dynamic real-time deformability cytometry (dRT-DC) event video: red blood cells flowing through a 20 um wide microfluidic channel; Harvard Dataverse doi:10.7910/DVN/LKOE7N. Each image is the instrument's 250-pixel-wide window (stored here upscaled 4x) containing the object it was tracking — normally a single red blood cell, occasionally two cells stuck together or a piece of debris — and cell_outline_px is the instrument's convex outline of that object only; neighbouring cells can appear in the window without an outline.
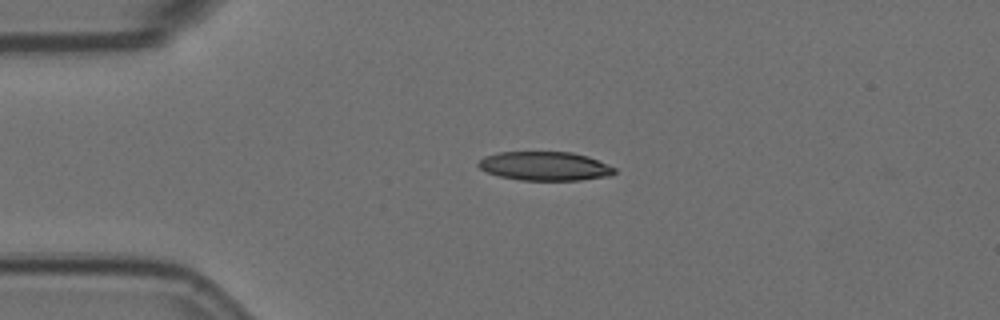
{"species": "Egyptian fruit bat (a non-hibernating species)", "species_latin": "Rousettus aegyptiacus", "temperature_condition": "room temperature", "stored_images_in_passage": 5, "camera_frame_rate_fps": 3000, "um_per_image_px": 0.085, "animal": {"sex": "female"}, "frame": {"image": 1, "passage_image": 3, "time_ms": 0.667, "image_size_px": [1000, 320], "cell_outline_px": [[616, 172], [608, 176], [580, 180], [520, 180], [500, 176], [488, 172], [480, 168], [476, 164], [484, 156], [500, 152], [572, 152], [588, 156], [616, 168]], "centroid_in_image_um": [46.31, 14.11], "position_along_channel_um": 38.7, "area_um2": 22.83}}
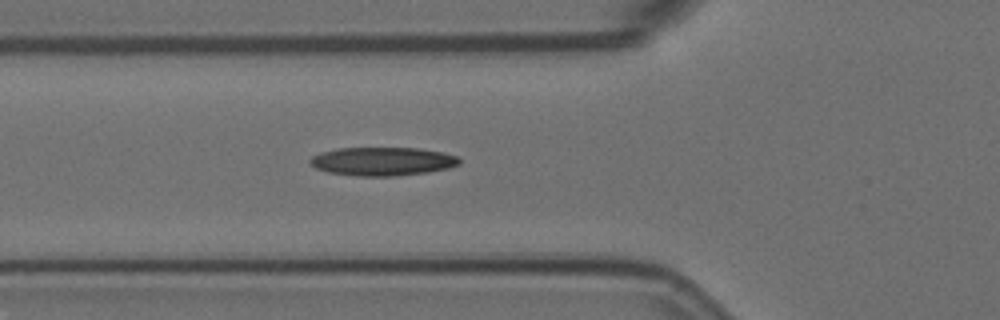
{"frame": {"image": 2, "passage_image": 5, "time_ms": 1.333, "image_size_px": [1000, 320], "cell_outline_px": [[460, 164], [448, 168], [428, 172], [396, 176], [360, 176], [328, 172], [316, 168], [308, 160], [312, 156], [320, 152], [336, 148], [420, 148], [440, 152], [456, 156], [460, 160]], "centroid_in_image_um": [32.49, 13.71], "position_along_channel_um": 93.3, "area_um2": 24.74}}